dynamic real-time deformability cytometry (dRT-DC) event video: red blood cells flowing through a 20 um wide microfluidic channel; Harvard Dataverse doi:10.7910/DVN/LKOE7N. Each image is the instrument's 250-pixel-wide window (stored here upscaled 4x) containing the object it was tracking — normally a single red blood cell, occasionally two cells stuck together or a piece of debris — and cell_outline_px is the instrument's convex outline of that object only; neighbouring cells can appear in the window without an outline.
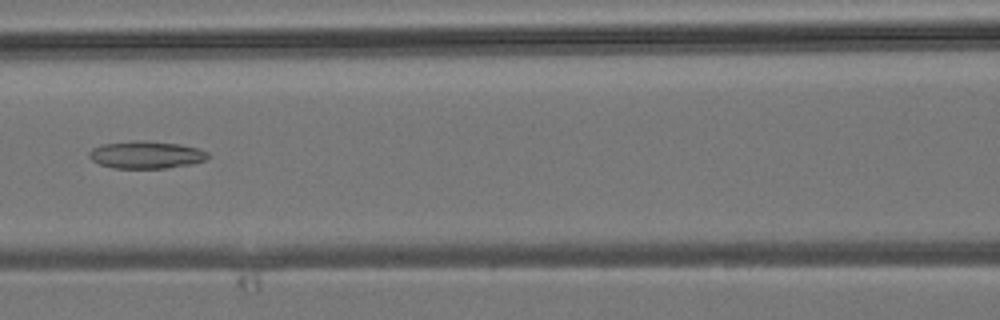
{"species": "common noctule bat (a hibernating species)", "species_latin": "Nyctalus noctula", "temperature_condition": "room temperature", "stored_images_in_passage": 35, "camera_frame_rate_fps": 3000, "um_per_image_px": 0.085, "animal": {"sex": "male", "body_mass_g": 19.2, "forearm_length_mm": 51.8}, "frame": {"image": 1, "passage_image": 10, "time_ms": 3.0, "image_size_px": [1000, 320], "cell_outline_px": [[208, 156], [204, 160], [192, 164], [164, 168], [112, 168], [100, 164], [92, 160], [88, 156], [88, 152], [92, 148], [100, 144], [132, 140], [144, 140], [180, 144], [196, 148], [208, 152]], "centroid_in_image_um": [12.37, 13.14], "position_along_channel_um": 154.2, "area_um2": 19.07}}
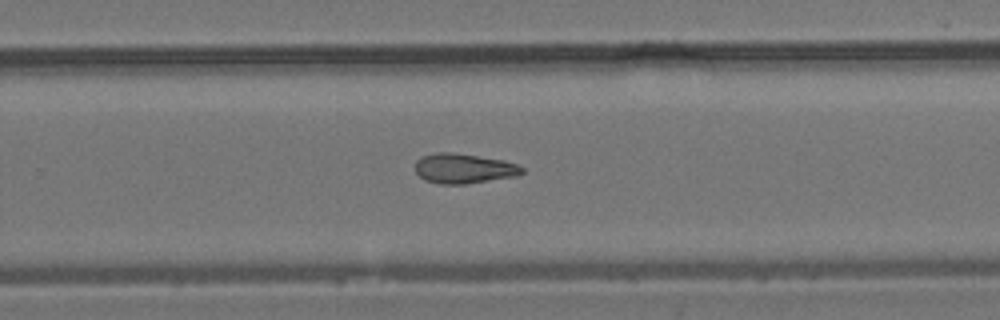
{"frame": {"image": 2, "passage_image": 19, "time_ms": 6.0, "image_size_px": [1000, 320], "cell_outline_px": [[524, 172], [516, 176], [464, 184], [440, 184], [424, 180], [416, 172], [416, 160], [420, 156], [436, 152], [452, 152], [504, 160], [516, 164], [524, 168]], "centroid_in_image_um": [39.4, 14.31], "position_along_channel_um": 290.4, "area_um2": 18.61}}
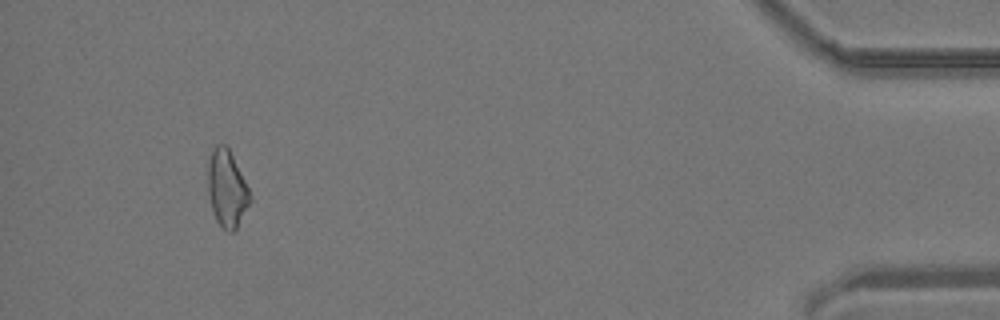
{"frame": {"image": 3, "passage_image": 32, "time_ms": 10.333, "image_size_px": [1000, 320], "cell_outline_px": [[252, 200], [236, 228], [232, 232], [228, 232], [216, 220], [212, 208], [208, 192], [208, 164], [212, 148], [216, 144], [224, 144], [228, 148], [252, 196]], "centroid_in_image_um": [19.28, 16.03], "position_along_channel_um": 415.9, "area_um2": 18.55}}